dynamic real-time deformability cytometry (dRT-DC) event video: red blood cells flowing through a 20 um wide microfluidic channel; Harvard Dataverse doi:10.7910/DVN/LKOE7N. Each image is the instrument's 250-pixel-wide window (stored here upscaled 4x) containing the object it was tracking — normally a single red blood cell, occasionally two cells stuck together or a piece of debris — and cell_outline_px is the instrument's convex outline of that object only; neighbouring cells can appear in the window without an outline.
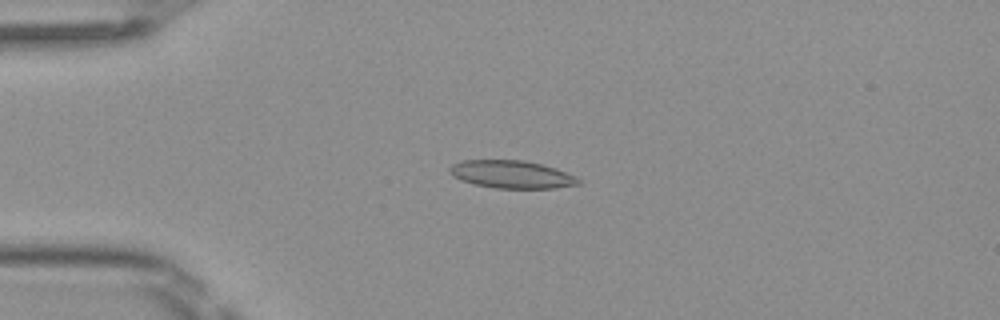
{"species": "Egyptian fruit bat (a non-hibernating species)", "species_latin": "Rousettus aegyptiacus", "temperature_condition": "room temperature", "stored_images_in_passage": 49, "camera_frame_rate_fps": 3000, "um_per_image_px": 0.085, "frame": {"image": 1, "passage_image": 12, "time_ms": 3.667, "image_size_px": [1000, 320], "cell_outline_px": [[580, 184], [556, 188], [496, 188], [476, 184], [460, 180], [452, 176], [448, 172], [448, 168], [452, 164], [464, 160], [524, 160], [556, 168], [576, 176], [580, 180]], "centroid_in_image_um": [43.48, 14.82], "position_along_channel_um": 41.5, "area_um2": 20.87}}
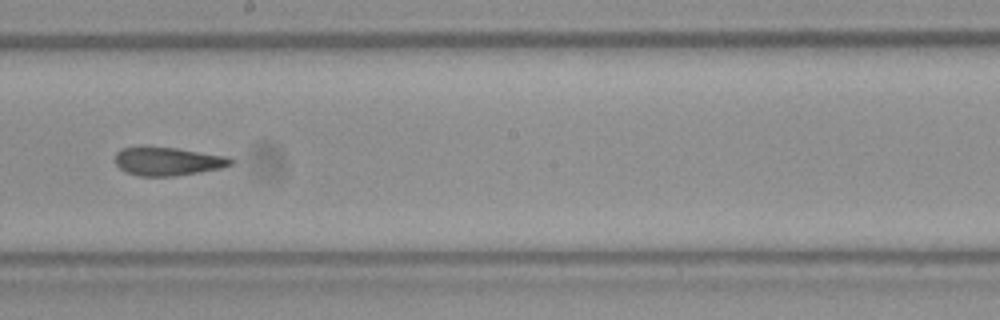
{"frame": {"image": 2, "passage_image": 28, "time_ms": 9.0, "image_size_px": [1000, 320], "cell_outline_px": [[236, 160], [232, 164], [220, 168], [200, 172], [172, 176], [140, 176], [128, 172], [120, 168], [116, 164], [116, 152], [120, 148], [140, 144], [144, 144], [176, 148], [228, 156]], "centroid_in_image_um": [14.23, 13.67], "position_along_channel_um": 234.0, "area_um2": 19.65}}
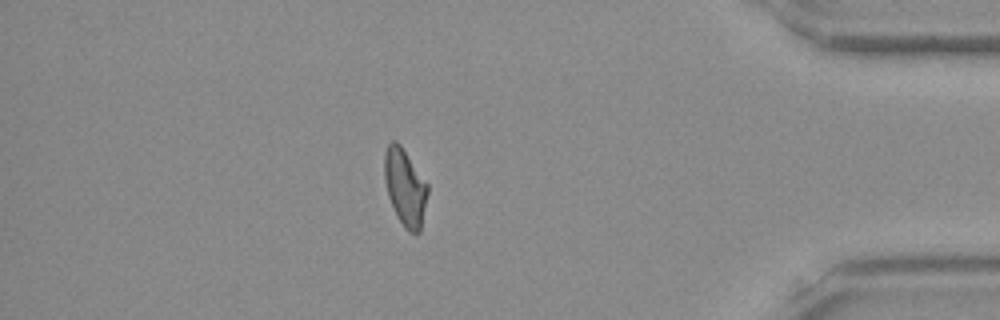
{"frame": {"image": 3, "passage_image": 43, "time_ms": 14.0, "image_size_px": [1000, 320], "cell_outline_px": [[428, 192], [420, 232], [416, 236], [408, 232], [404, 228], [396, 216], [388, 196], [384, 180], [384, 152], [388, 144], [392, 140], [396, 140], [400, 144], [428, 184]], "centroid_in_image_um": [34.42, 15.95], "position_along_channel_um": 400.8, "area_um2": 19.65}, "authors_computed_cell_mechanics": {"area_um2": 19.652, "velocity_mm_per_s": 4.0969, "shape_relaxation_time_tau1_ms": 4.8418, "shape_relaxation_time_tau2_ms": 1.7758, "deformation_change_tau1": 0.1504, "deformation_change_tau2": 0.1024}}